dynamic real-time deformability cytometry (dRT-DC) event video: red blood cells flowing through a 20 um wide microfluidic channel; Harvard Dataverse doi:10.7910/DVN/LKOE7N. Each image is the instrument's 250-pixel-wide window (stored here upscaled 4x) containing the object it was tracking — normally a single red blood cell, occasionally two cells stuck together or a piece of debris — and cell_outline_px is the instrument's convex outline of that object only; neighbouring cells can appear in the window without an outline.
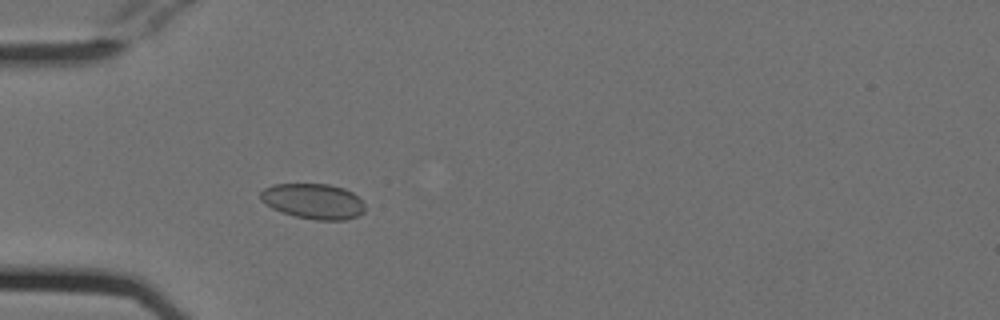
{"species": "Egyptian fruit bat (a non-hibernating species)", "species_latin": "Rousettus aegyptiacus", "temperature_condition": "cold", "stored_images_in_passage": 50, "camera_frame_rate_fps": 3000, "um_per_image_px": 0.085, "animal": {"sex": "female"}, "frame": {"image": 1, "passage_image": 13, "time_ms": 4.0, "image_size_px": [1000, 320], "cell_outline_px": [[364, 212], [356, 216], [344, 220], [316, 220], [296, 216], [272, 208], [260, 200], [260, 192], [264, 188], [272, 184], [328, 184], [344, 188], [352, 192], [364, 204]], "centroid_in_image_um": [26.61, 17.09], "position_along_channel_um": 58.4, "area_um2": 21.39}}
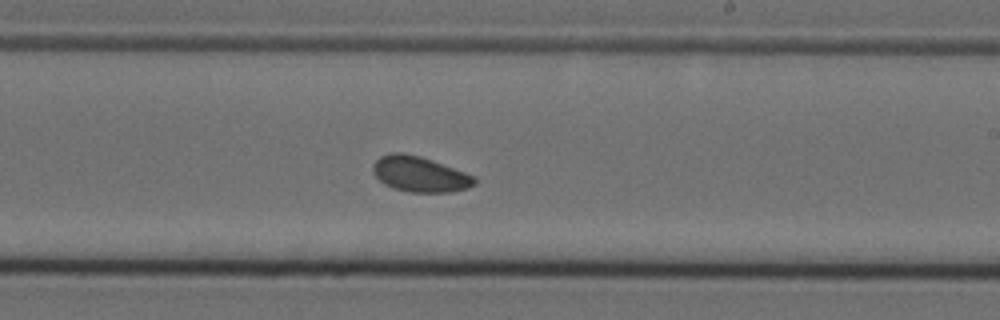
{"frame": {"image": 2, "passage_image": 29, "time_ms": 9.333, "image_size_px": [1000, 320], "cell_outline_px": [[476, 184], [468, 188], [448, 192], [408, 192], [392, 188], [384, 184], [372, 172], [372, 164], [380, 156], [392, 152], [404, 152], [420, 156], [432, 160], [476, 176]], "centroid_in_image_um": [35.67, 14.8], "position_along_channel_um": 253.3, "area_um2": 21.15}}
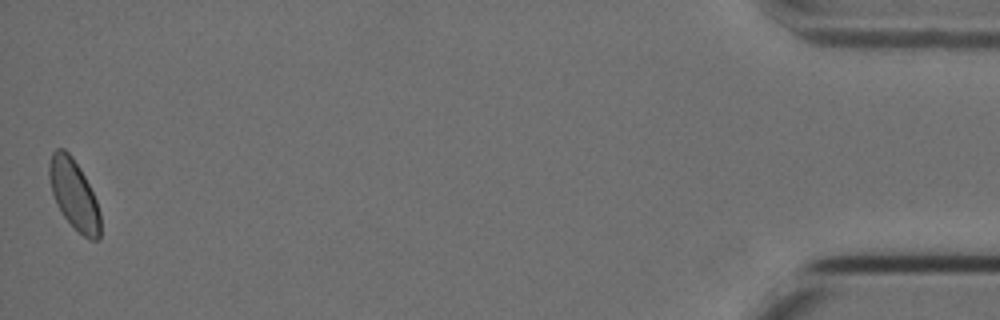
{"frame": {"image": 3, "passage_image": 50, "time_ms": 16.333, "image_size_px": [1000, 320], "cell_outline_px": [[100, 240], [88, 240], [64, 216], [52, 192], [48, 176], [48, 164], [52, 152], [56, 148], [64, 148], [72, 156], [80, 168], [96, 200], [100, 212]], "centroid_in_image_um": [6.29, 16.5], "position_along_channel_um": 428.9, "area_um2": 20.52}}